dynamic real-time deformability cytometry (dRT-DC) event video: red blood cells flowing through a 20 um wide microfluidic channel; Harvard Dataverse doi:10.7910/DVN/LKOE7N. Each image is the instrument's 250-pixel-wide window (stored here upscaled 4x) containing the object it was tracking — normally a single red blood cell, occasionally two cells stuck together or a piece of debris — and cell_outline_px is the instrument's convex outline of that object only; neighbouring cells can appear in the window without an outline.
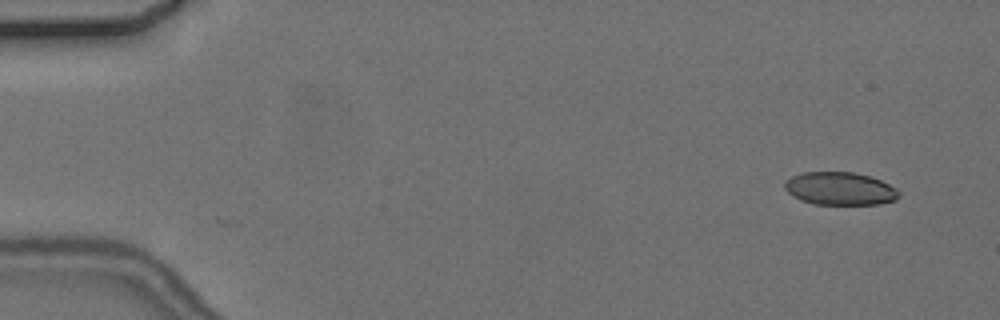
{"species": "common noctule bat (a hibernating species)", "species_latin": "Nyctalus noctula", "temperature_condition": "cold", "stored_images_in_passage": 6, "camera_frame_rate_fps": 3000, "um_per_image_px": 0.085, "animal": {"sex": "female", "body_mass_g": 24.6, "forearm_length_mm": 56.2}, "frame": {"image": 1, "passage_image": 1, "time_ms": 0.0, "image_size_px": [1000, 320], "cell_outline_px": [[900, 196], [896, 200], [880, 204], [812, 204], [800, 200], [792, 196], [784, 188], [784, 184], [792, 176], [804, 172], [852, 172], [868, 176], [880, 180], [896, 188], [900, 192]], "centroid_in_image_um": [71.4, 16.04], "position_along_channel_um": 13.6, "area_um2": 21.91}}
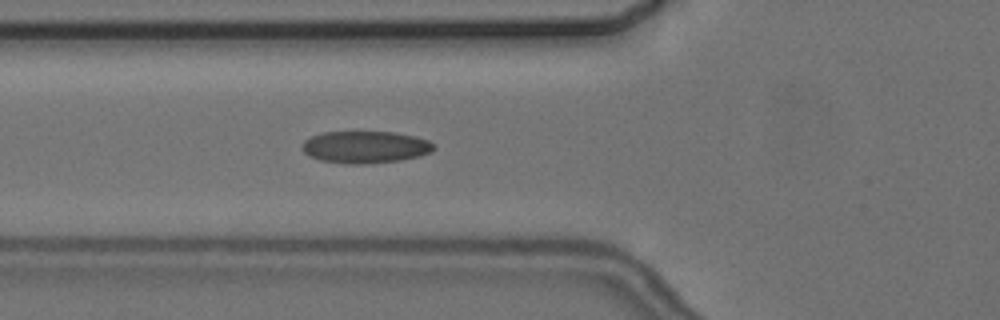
{"frame": {"image": 2, "passage_image": 6, "time_ms": 5.667, "image_size_px": [1000, 320], "cell_outline_px": [[436, 148], [432, 152], [420, 156], [400, 160], [364, 164], [348, 164], [320, 160], [308, 156], [300, 148], [304, 140], [312, 136], [324, 132], [392, 132], [412, 136], [428, 140], [436, 144]], "centroid_in_image_um": [31.05, 12.51], "position_along_channel_um": 94.8, "area_um2": 24.74}}